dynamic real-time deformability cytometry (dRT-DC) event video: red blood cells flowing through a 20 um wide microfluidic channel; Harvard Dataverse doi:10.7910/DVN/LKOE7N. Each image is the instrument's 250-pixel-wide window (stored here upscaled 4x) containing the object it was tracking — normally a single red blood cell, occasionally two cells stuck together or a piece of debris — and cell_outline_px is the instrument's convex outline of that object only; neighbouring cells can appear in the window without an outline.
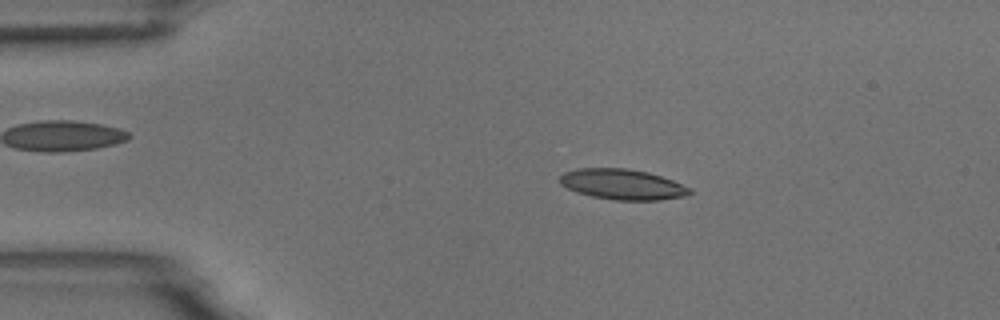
{"species": "common noctule bat (a hibernating species)", "species_latin": "Nyctalus noctula", "temperature_condition": "room temperature", "stored_images_in_passage": 4, "camera_frame_rate_fps": 3000, "um_per_image_px": 0.085, "animal": {"sex": "male", "body_mass_g": 18.8}, "frame": {"image": 1, "passage_image": 3, "time_ms": 2.333, "image_size_px": [1000, 320], "cell_outline_px": [[692, 192], [684, 196], [660, 200], [616, 200], [592, 196], [576, 192], [560, 184], [560, 176], [564, 172], [580, 168], [628, 168], [648, 172], [672, 180], [692, 188]], "centroid_in_image_um": [52.91, 15.67], "position_along_channel_um": 32.1, "area_um2": 23.0}}